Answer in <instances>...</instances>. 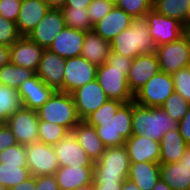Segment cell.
I'll return each mask as SVG.
<instances>
[{
  "mask_svg": "<svg viewBox=\"0 0 190 190\" xmlns=\"http://www.w3.org/2000/svg\"><path fill=\"white\" fill-rule=\"evenodd\" d=\"M76 190H95V186H94V183L92 182L91 184L87 186L79 187Z\"/></svg>",
  "mask_w": 190,
  "mask_h": 190,
  "instance_id": "55",
  "label": "cell"
},
{
  "mask_svg": "<svg viewBox=\"0 0 190 190\" xmlns=\"http://www.w3.org/2000/svg\"><path fill=\"white\" fill-rule=\"evenodd\" d=\"M44 50L45 48L34 43L28 36H21L9 47L10 62L36 73Z\"/></svg>",
  "mask_w": 190,
  "mask_h": 190,
  "instance_id": "18",
  "label": "cell"
},
{
  "mask_svg": "<svg viewBox=\"0 0 190 190\" xmlns=\"http://www.w3.org/2000/svg\"><path fill=\"white\" fill-rule=\"evenodd\" d=\"M122 190H141L133 181L128 178L122 184Z\"/></svg>",
  "mask_w": 190,
  "mask_h": 190,
  "instance_id": "50",
  "label": "cell"
},
{
  "mask_svg": "<svg viewBox=\"0 0 190 190\" xmlns=\"http://www.w3.org/2000/svg\"><path fill=\"white\" fill-rule=\"evenodd\" d=\"M22 0H0V15L5 19L16 22Z\"/></svg>",
  "mask_w": 190,
  "mask_h": 190,
  "instance_id": "42",
  "label": "cell"
},
{
  "mask_svg": "<svg viewBox=\"0 0 190 190\" xmlns=\"http://www.w3.org/2000/svg\"><path fill=\"white\" fill-rule=\"evenodd\" d=\"M50 8H62L66 0H44Z\"/></svg>",
  "mask_w": 190,
  "mask_h": 190,
  "instance_id": "51",
  "label": "cell"
},
{
  "mask_svg": "<svg viewBox=\"0 0 190 190\" xmlns=\"http://www.w3.org/2000/svg\"><path fill=\"white\" fill-rule=\"evenodd\" d=\"M132 60L111 50L107 61L97 67L96 80L109 99L123 103L134 100L127 81Z\"/></svg>",
  "mask_w": 190,
  "mask_h": 190,
  "instance_id": "2",
  "label": "cell"
},
{
  "mask_svg": "<svg viewBox=\"0 0 190 190\" xmlns=\"http://www.w3.org/2000/svg\"><path fill=\"white\" fill-rule=\"evenodd\" d=\"M160 178L172 190H190V169L181 162L160 163Z\"/></svg>",
  "mask_w": 190,
  "mask_h": 190,
  "instance_id": "29",
  "label": "cell"
},
{
  "mask_svg": "<svg viewBox=\"0 0 190 190\" xmlns=\"http://www.w3.org/2000/svg\"><path fill=\"white\" fill-rule=\"evenodd\" d=\"M71 94L74 99L77 114L81 120H84L109 100L96 79L77 88Z\"/></svg>",
  "mask_w": 190,
  "mask_h": 190,
  "instance_id": "13",
  "label": "cell"
},
{
  "mask_svg": "<svg viewBox=\"0 0 190 190\" xmlns=\"http://www.w3.org/2000/svg\"><path fill=\"white\" fill-rule=\"evenodd\" d=\"M190 104L177 92L171 94L160 107L172 119L181 121L187 114Z\"/></svg>",
  "mask_w": 190,
  "mask_h": 190,
  "instance_id": "36",
  "label": "cell"
},
{
  "mask_svg": "<svg viewBox=\"0 0 190 190\" xmlns=\"http://www.w3.org/2000/svg\"><path fill=\"white\" fill-rule=\"evenodd\" d=\"M178 128L186 144L189 146L190 145V107L187 111V114L184 116V118L178 122Z\"/></svg>",
  "mask_w": 190,
  "mask_h": 190,
  "instance_id": "45",
  "label": "cell"
},
{
  "mask_svg": "<svg viewBox=\"0 0 190 190\" xmlns=\"http://www.w3.org/2000/svg\"><path fill=\"white\" fill-rule=\"evenodd\" d=\"M60 167H94V161L70 132L53 146Z\"/></svg>",
  "mask_w": 190,
  "mask_h": 190,
  "instance_id": "16",
  "label": "cell"
},
{
  "mask_svg": "<svg viewBox=\"0 0 190 190\" xmlns=\"http://www.w3.org/2000/svg\"><path fill=\"white\" fill-rule=\"evenodd\" d=\"M35 74L33 70L9 62L0 68V83L18 90L22 83Z\"/></svg>",
  "mask_w": 190,
  "mask_h": 190,
  "instance_id": "32",
  "label": "cell"
},
{
  "mask_svg": "<svg viewBox=\"0 0 190 190\" xmlns=\"http://www.w3.org/2000/svg\"><path fill=\"white\" fill-rule=\"evenodd\" d=\"M115 5L133 17L145 16L153 5V0H117Z\"/></svg>",
  "mask_w": 190,
  "mask_h": 190,
  "instance_id": "37",
  "label": "cell"
},
{
  "mask_svg": "<svg viewBox=\"0 0 190 190\" xmlns=\"http://www.w3.org/2000/svg\"><path fill=\"white\" fill-rule=\"evenodd\" d=\"M155 54L160 71L173 74L190 65V46L184 36L170 43L157 46Z\"/></svg>",
  "mask_w": 190,
  "mask_h": 190,
  "instance_id": "8",
  "label": "cell"
},
{
  "mask_svg": "<svg viewBox=\"0 0 190 190\" xmlns=\"http://www.w3.org/2000/svg\"><path fill=\"white\" fill-rule=\"evenodd\" d=\"M9 62V47L0 44V68Z\"/></svg>",
  "mask_w": 190,
  "mask_h": 190,
  "instance_id": "49",
  "label": "cell"
},
{
  "mask_svg": "<svg viewBox=\"0 0 190 190\" xmlns=\"http://www.w3.org/2000/svg\"><path fill=\"white\" fill-rule=\"evenodd\" d=\"M22 107L18 90L0 83V124H6L8 118Z\"/></svg>",
  "mask_w": 190,
  "mask_h": 190,
  "instance_id": "31",
  "label": "cell"
},
{
  "mask_svg": "<svg viewBox=\"0 0 190 190\" xmlns=\"http://www.w3.org/2000/svg\"><path fill=\"white\" fill-rule=\"evenodd\" d=\"M85 32L65 26L48 49L65 59L81 56Z\"/></svg>",
  "mask_w": 190,
  "mask_h": 190,
  "instance_id": "21",
  "label": "cell"
},
{
  "mask_svg": "<svg viewBox=\"0 0 190 190\" xmlns=\"http://www.w3.org/2000/svg\"><path fill=\"white\" fill-rule=\"evenodd\" d=\"M132 17L124 10L114 5L111 11L99 20L93 31L103 39L111 41L131 25Z\"/></svg>",
  "mask_w": 190,
  "mask_h": 190,
  "instance_id": "23",
  "label": "cell"
},
{
  "mask_svg": "<svg viewBox=\"0 0 190 190\" xmlns=\"http://www.w3.org/2000/svg\"><path fill=\"white\" fill-rule=\"evenodd\" d=\"M178 128V122L172 119L160 107H147L133 100L132 131L160 142L162 136Z\"/></svg>",
  "mask_w": 190,
  "mask_h": 190,
  "instance_id": "4",
  "label": "cell"
},
{
  "mask_svg": "<svg viewBox=\"0 0 190 190\" xmlns=\"http://www.w3.org/2000/svg\"><path fill=\"white\" fill-rule=\"evenodd\" d=\"M66 59L45 49L39 62L36 74L54 91L63 92V76Z\"/></svg>",
  "mask_w": 190,
  "mask_h": 190,
  "instance_id": "17",
  "label": "cell"
},
{
  "mask_svg": "<svg viewBox=\"0 0 190 190\" xmlns=\"http://www.w3.org/2000/svg\"><path fill=\"white\" fill-rule=\"evenodd\" d=\"M27 167L31 176L54 175L60 165L53 145L35 142L26 146Z\"/></svg>",
  "mask_w": 190,
  "mask_h": 190,
  "instance_id": "9",
  "label": "cell"
},
{
  "mask_svg": "<svg viewBox=\"0 0 190 190\" xmlns=\"http://www.w3.org/2000/svg\"><path fill=\"white\" fill-rule=\"evenodd\" d=\"M115 3L109 0H92L87 7V12L92 25L94 26L99 20L106 16Z\"/></svg>",
  "mask_w": 190,
  "mask_h": 190,
  "instance_id": "41",
  "label": "cell"
},
{
  "mask_svg": "<svg viewBox=\"0 0 190 190\" xmlns=\"http://www.w3.org/2000/svg\"><path fill=\"white\" fill-rule=\"evenodd\" d=\"M92 0H66L63 7L87 8Z\"/></svg>",
  "mask_w": 190,
  "mask_h": 190,
  "instance_id": "48",
  "label": "cell"
},
{
  "mask_svg": "<svg viewBox=\"0 0 190 190\" xmlns=\"http://www.w3.org/2000/svg\"><path fill=\"white\" fill-rule=\"evenodd\" d=\"M0 190H8V189L4 188L3 186H0Z\"/></svg>",
  "mask_w": 190,
  "mask_h": 190,
  "instance_id": "57",
  "label": "cell"
},
{
  "mask_svg": "<svg viewBox=\"0 0 190 190\" xmlns=\"http://www.w3.org/2000/svg\"><path fill=\"white\" fill-rule=\"evenodd\" d=\"M38 113L22 107L8 118L6 125L11 129L16 142L23 146L38 142Z\"/></svg>",
  "mask_w": 190,
  "mask_h": 190,
  "instance_id": "10",
  "label": "cell"
},
{
  "mask_svg": "<svg viewBox=\"0 0 190 190\" xmlns=\"http://www.w3.org/2000/svg\"><path fill=\"white\" fill-rule=\"evenodd\" d=\"M127 178L141 190H152L160 179V163L130 162Z\"/></svg>",
  "mask_w": 190,
  "mask_h": 190,
  "instance_id": "28",
  "label": "cell"
},
{
  "mask_svg": "<svg viewBox=\"0 0 190 190\" xmlns=\"http://www.w3.org/2000/svg\"><path fill=\"white\" fill-rule=\"evenodd\" d=\"M71 133L92 161L96 162L102 157L106 146L98 137L95 127L81 120Z\"/></svg>",
  "mask_w": 190,
  "mask_h": 190,
  "instance_id": "25",
  "label": "cell"
},
{
  "mask_svg": "<svg viewBox=\"0 0 190 190\" xmlns=\"http://www.w3.org/2000/svg\"><path fill=\"white\" fill-rule=\"evenodd\" d=\"M132 116L133 100L123 103L109 99L83 121L95 127L106 147H116L125 145L126 140L133 135Z\"/></svg>",
  "mask_w": 190,
  "mask_h": 190,
  "instance_id": "1",
  "label": "cell"
},
{
  "mask_svg": "<svg viewBox=\"0 0 190 190\" xmlns=\"http://www.w3.org/2000/svg\"><path fill=\"white\" fill-rule=\"evenodd\" d=\"M17 144L15 136L6 124H0V152Z\"/></svg>",
  "mask_w": 190,
  "mask_h": 190,
  "instance_id": "43",
  "label": "cell"
},
{
  "mask_svg": "<svg viewBox=\"0 0 190 190\" xmlns=\"http://www.w3.org/2000/svg\"><path fill=\"white\" fill-rule=\"evenodd\" d=\"M70 131L58 124L49 123L47 121L38 122V141L49 144L55 145L59 141H61L64 137H66Z\"/></svg>",
  "mask_w": 190,
  "mask_h": 190,
  "instance_id": "35",
  "label": "cell"
},
{
  "mask_svg": "<svg viewBox=\"0 0 190 190\" xmlns=\"http://www.w3.org/2000/svg\"><path fill=\"white\" fill-rule=\"evenodd\" d=\"M94 167L62 166L54 174L60 190H76L93 182Z\"/></svg>",
  "mask_w": 190,
  "mask_h": 190,
  "instance_id": "24",
  "label": "cell"
},
{
  "mask_svg": "<svg viewBox=\"0 0 190 190\" xmlns=\"http://www.w3.org/2000/svg\"><path fill=\"white\" fill-rule=\"evenodd\" d=\"M110 51V41L103 39L93 30L85 32L81 50L82 57L98 67L107 61Z\"/></svg>",
  "mask_w": 190,
  "mask_h": 190,
  "instance_id": "26",
  "label": "cell"
},
{
  "mask_svg": "<svg viewBox=\"0 0 190 190\" xmlns=\"http://www.w3.org/2000/svg\"><path fill=\"white\" fill-rule=\"evenodd\" d=\"M30 176L27 165H4L0 163V186L10 189Z\"/></svg>",
  "mask_w": 190,
  "mask_h": 190,
  "instance_id": "34",
  "label": "cell"
},
{
  "mask_svg": "<svg viewBox=\"0 0 190 190\" xmlns=\"http://www.w3.org/2000/svg\"><path fill=\"white\" fill-rule=\"evenodd\" d=\"M54 92L55 91L51 87H48L37 74L26 80L18 88L22 106L26 109L36 111L49 100Z\"/></svg>",
  "mask_w": 190,
  "mask_h": 190,
  "instance_id": "19",
  "label": "cell"
},
{
  "mask_svg": "<svg viewBox=\"0 0 190 190\" xmlns=\"http://www.w3.org/2000/svg\"><path fill=\"white\" fill-rule=\"evenodd\" d=\"M65 21V26L82 31L93 30L87 8L62 7L60 8Z\"/></svg>",
  "mask_w": 190,
  "mask_h": 190,
  "instance_id": "33",
  "label": "cell"
},
{
  "mask_svg": "<svg viewBox=\"0 0 190 190\" xmlns=\"http://www.w3.org/2000/svg\"><path fill=\"white\" fill-rule=\"evenodd\" d=\"M159 71V62L155 52L135 57L127 75L130 91L133 94L138 92Z\"/></svg>",
  "mask_w": 190,
  "mask_h": 190,
  "instance_id": "15",
  "label": "cell"
},
{
  "mask_svg": "<svg viewBox=\"0 0 190 190\" xmlns=\"http://www.w3.org/2000/svg\"><path fill=\"white\" fill-rule=\"evenodd\" d=\"M174 92L172 75L159 71L134 94V101L147 107H161Z\"/></svg>",
  "mask_w": 190,
  "mask_h": 190,
  "instance_id": "7",
  "label": "cell"
},
{
  "mask_svg": "<svg viewBox=\"0 0 190 190\" xmlns=\"http://www.w3.org/2000/svg\"><path fill=\"white\" fill-rule=\"evenodd\" d=\"M49 6L44 0H22L16 27L21 36H27L45 16Z\"/></svg>",
  "mask_w": 190,
  "mask_h": 190,
  "instance_id": "22",
  "label": "cell"
},
{
  "mask_svg": "<svg viewBox=\"0 0 190 190\" xmlns=\"http://www.w3.org/2000/svg\"><path fill=\"white\" fill-rule=\"evenodd\" d=\"M123 183H94L95 190H122Z\"/></svg>",
  "mask_w": 190,
  "mask_h": 190,
  "instance_id": "47",
  "label": "cell"
},
{
  "mask_svg": "<svg viewBox=\"0 0 190 190\" xmlns=\"http://www.w3.org/2000/svg\"><path fill=\"white\" fill-rule=\"evenodd\" d=\"M188 145L179 128L170 130L162 136L160 141V160L159 163L180 162L183 158Z\"/></svg>",
  "mask_w": 190,
  "mask_h": 190,
  "instance_id": "27",
  "label": "cell"
},
{
  "mask_svg": "<svg viewBox=\"0 0 190 190\" xmlns=\"http://www.w3.org/2000/svg\"><path fill=\"white\" fill-rule=\"evenodd\" d=\"M37 190H60L54 175L36 177Z\"/></svg>",
  "mask_w": 190,
  "mask_h": 190,
  "instance_id": "44",
  "label": "cell"
},
{
  "mask_svg": "<svg viewBox=\"0 0 190 190\" xmlns=\"http://www.w3.org/2000/svg\"><path fill=\"white\" fill-rule=\"evenodd\" d=\"M130 162H152L159 163L160 160V142L151 138L132 135L126 140Z\"/></svg>",
  "mask_w": 190,
  "mask_h": 190,
  "instance_id": "20",
  "label": "cell"
},
{
  "mask_svg": "<svg viewBox=\"0 0 190 190\" xmlns=\"http://www.w3.org/2000/svg\"><path fill=\"white\" fill-rule=\"evenodd\" d=\"M152 190H172V189L160 178Z\"/></svg>",
  "mask_w": 190,
  "mask_h": 190,
  "instance_id": "52",
  "label": "cell"
},
{
  "mask_svg": "<svg viewBox=\"0 0 190 190\" xmlns=\"http://www.w3.org/2000/svg\"><path fill=\"white\" fill-rule=\"evenodd\" d=\"M174 90L190 104V70L188 67L179 69L172 74Z\"/></svg>",
  "mask_w": 190,
  "mask_h": 190,
  "instance_id": "39",
  "label": "cell"
},
{
  "mask_svg": "<svg viewBox=\"0 0 190 190\" xmlns=\"http://www.w3.org/2000/svg\"><path fill=\"white\" fill-rule=\"evenodd\" d=\"M183 36L186 38L188 45L190 46V22L183 25Z\"/></svg>",
  "mask_w": 190,
  "mask_h": 190,
  "instance_id": "54",
  "label": "cell"
},
{
  "mask_svg": "<svg viewBox=\"0 0 190 190\" xmlns=\"http://www.w3.org/2000/svg\"><path fill=\"white\" fill-rule=\"evenodd\" d=\"M64 27L65 21L61 9L49 8L45 16L27 36L34 43L48 49Z\"/></svg>",
  "mask_w": 190,
  "mask_h": 190,
  "instance_id": "14",
  "label": "cell"
},
{
  "mask_svg": "<svg viewBox=\"0 0 190 190\" xmlns=\"http://www.w3.org/2000/svg\"><path fill=\"white\" fill-rule=\"evenodd\" d=\"M188 22H190V8H189V14H188Z\"/></svg>",
  "mask_w": 190,
  "mask_h": 190,
  "instance_id": "56",
  "label": "cell"
},
{
  "mask_svg": "<svg viewBox=\"0 0 190 190\" xmlns=\"http://www.w3.org/2000/svg\"><path fill=\"white\" fill-rule=\"evenodd\" d=\"M130 159L125 145L106 147L94 162L93 183H123L128 177Z\"/></svg>",
  "mask_w": 190,
  "mask_h": 190,
  "instance_id": "5",
  "label": "cell"
},
{
  "mask_svg": "<svg viewBox=\"0 0 190 190\" xmlns=\"http://www.w3.org/2000/svg\"><path fill=\"white\" fill-rule=\"evenodd\" d=\"M190 0H153L152 9L166 17L178 20L183 25L188 22Z\"/></svg>",
  "mask_w": 190,
  "mask_h": 190,
  "instance_id": "30",
  "label": "cell"
},
{
  "mask_svg": "<svg viewBox=\"0 0 190 190\" xmlns=\"http://www.w3.org/2000/svg\"><path fill=\"white\" fill-rule=\"evenodd\" d=\"M20 37L16 23L0 15V44L11 47Z\"/></svg>",
  "mask_w": 190,
  "mask_h": 190,
  "instance_id": "40",
  "label": "cell"
},
{
  "mask_svg": "<svg viewBox=\"0 0 190 190\" xmlns=\"http://www.w3.org/2000/svg\"><path fill=\"white\" fill-rule=\"evenodd\" d=\"M182 164H185L190 169V145L188 146L186 153L180 161Z\"/></svg>",
  "mask_w": 190,
  "mask_h": 190,
  "instance_id": "53",
  "label": "cell"
},
{
  "mask_svg": "<svg viewBox=\"0 0 190 190\" xmlns=\"http://www.w3.org/2000/svg\"><path fill=\"white\" fill-rule=\"evenodd\" d=\"M97 66L82 56L66 58L63 92L72 93L77 88L96 79Z\"/></svg>",
  "mask_w": 190,
  "mask_h": 190,
  "instance_id": "11",
  "label": "cell"
},
{
  "mask_svg": "<svg viewBox=\"0 0 190 190\" xmlns=\"http://www.w3.org/2000/svg\"><path fill=\"white\" fill-rule=\"evenodd\" d=\"M8 190H37L36 177L30 175L25 181L18 183Z\"/></svg>",
  "mask_w": 190,
  "mask_h": 190,
  "instance_id": "46",
  "label": "cell"
},
{
  "mask_svg": "<svg viewBox=\"0 0 190 190\" xmlns=\"http://www.w3.org/2000/svg\"><path fill=\"white\" fill-rule=\"evenodd\" d=\"M149 34L157 46H161L183 36V24L151 9L146 14Z\"/></svg>",
  "mask_w": 190,
  "mask_h": 190,
  "instance_id": "12",
  "label": "cell"
},
{
  "mask_svg": "<svg viewBox=\"0 0 190 190\" xmlns=\"http://www.w3.org/2000/svg\"><path fill=\"white\" fill-rule=\"evenodd\" d=\"M111 50L134 59L155 52L156 44L149 34L146 15L133 17L131 25L110 41Z\"/></svg>",
  "mask_w": 190,
  "mask_h": 190,
  "instance_id": "3",
  "label": "cell"
},
{
  "mask_svg": "<svg viewBox=\"0 0 190 190\" xmlns=\"http://www.w3.org/2000/svg\"><path fill=\"white\" fill-rule=\"evenodd\" d=\"M0 163L4 165H27L26 146L15 144L0 152Z\"/></svg>",
  "mask_w": 190,
  "mask_h": 190,
  "instance_id": "38",
  "label": "cell"
},
{
  "mask_svg": "<svg viewBox=\"0 0 190 190\" xmlns=\"http://www.w3.org/2000/svg\"><path fill=\"white\" fill-rule=\"evenodd\" d=\"M37 113L39 120L61 125L70 132L81 121L72 94L61 91H55Z\"/></svg>",
  "mask_w": 190,
  "mask_h": 190,
  "instance_id": "6",
  "label": "cell"
}]
</instances>
